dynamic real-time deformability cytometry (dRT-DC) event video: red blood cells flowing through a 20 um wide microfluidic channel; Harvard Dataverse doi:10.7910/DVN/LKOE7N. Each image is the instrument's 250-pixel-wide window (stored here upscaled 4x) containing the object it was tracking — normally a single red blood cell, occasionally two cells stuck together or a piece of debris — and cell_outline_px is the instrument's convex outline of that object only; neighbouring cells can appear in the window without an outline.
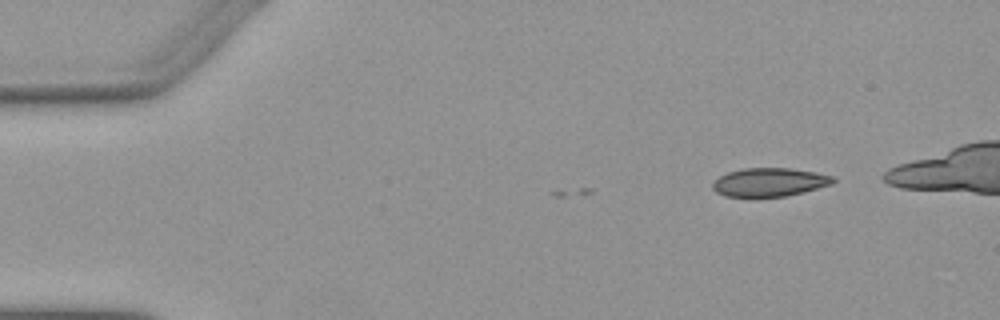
{"species": "Egyptian fruit bat (a non-hibernating species)", "species_latin": "Rousettus aegyptiacus", "temperature_condition": "warm", "stored_images_in_passage": 7, "camera_frame_rate_fps": 3000, "um_per_image_px": 0.085, "animal": {"sex": "female"}, "frame": {"image": 1, "passage_image": 7, "time_ms": 2.0, "image_size_px": [1000, 320], "cell_outline_px": [[836, 180], [832, 184], [804, 192], [784, 196], [724, 196], [716, 192], [712, 188], [712, 184], [720, 176], [728, 172], [744, 168], [788, 168], [816, 172], [832, 176]], "centroid_in_image_um": [65.41, 15.48], "position_along_channel_um": 19.6, "area_um2": 19.83}}